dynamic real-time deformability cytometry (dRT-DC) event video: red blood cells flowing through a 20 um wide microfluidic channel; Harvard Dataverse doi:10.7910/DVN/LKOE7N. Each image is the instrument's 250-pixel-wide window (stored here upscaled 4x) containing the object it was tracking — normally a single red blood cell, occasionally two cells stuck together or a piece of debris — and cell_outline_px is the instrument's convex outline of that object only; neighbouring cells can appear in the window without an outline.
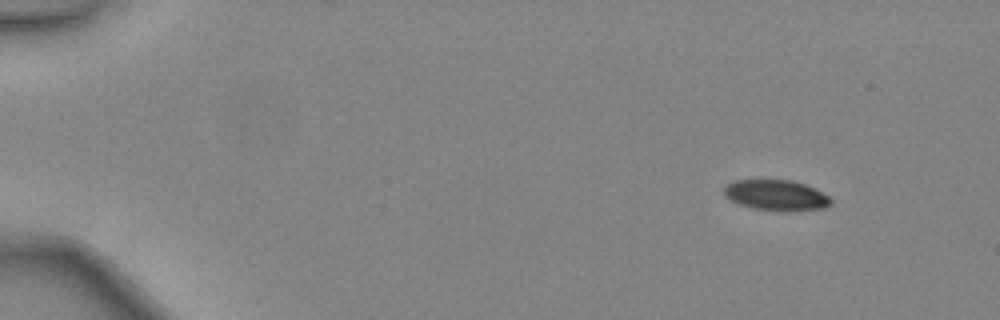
{"species": "common noctule bat (a hibernating species)", "species_latin": "Nyctalus noctula", "temperature_condition": "warm", "stored_images_in_passage": 43, "camera_frame_rate_fps": 3000, "um_per_image_px": 0.085, "animal": {"sex": "female", "body_mass_g": 24.6, "forearm_length_mm": 56.2}, "frame": {"image": 1, "passage_image": 1, "time_ms": 0.0, "image_size_px": [1000, 320], "cell_outline_px": [[832, 204], [824, 208], [788, 212], [784, 212], [752, 208], [740, 204], [724, 196], [724, 184], [736, 180], [792, 180], [804, 184], [828, 196], [832, 200]], "centroid_in_image_um": [65.96, 16.6], "position_along_channel_um": 19.0, "area_um2": 19.13}}
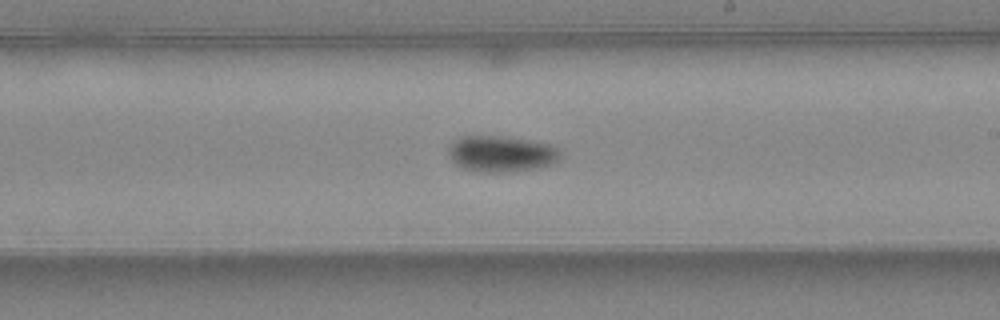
{"frame": {"image": 2, "passage_image": 25, "time_ms": 8.0, "image_size_px": [1000, 320], "cell_outline_px": [[560, 156], [556, 164], [540, 168], [512, 172], [480, 172], [464, 168], [456, 164], [448, 156], [448, 144], [452, 140], [460, 136], [504, 136], [532, 140], [548, 144], [560, 148]], "centroid_in_image_um": [42.62, 13.07], "position_along_channel_um": 246.4, "area_um2": 24.16}}
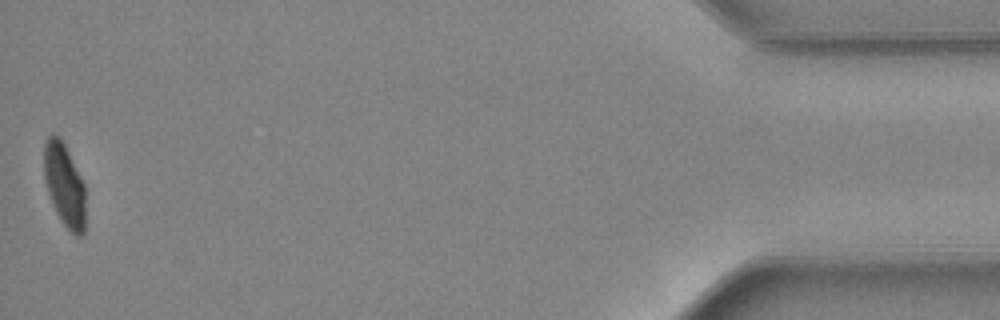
{"frame": {"image": 3, "passage_image": 43, "time_ms": 14.0, "image_size_px": [1000, 320], "cell_outline_px": [[84, 236], [76, 236], [60, 220], [52, 204], [44, 180], [44, 144], [48, 136], [52, 132], [60, 136], [84, 184]], "centroid_in_image_um": [5.45, 15.7], "position_along_channel_um": 429.7, "area_um2": 19.94}, "authors_computed_cell_mechanics": {"area_um2": 21.7328, "velocity_mm_per_s": 4.4529, "shape_relaxation_time_tau1_ms": 3.0718, "shape_relaxation_time_tau2_ms": 10.9055, "deformation_change_tau1": 0.1387, "deformation_change_tau2": 0.114}}